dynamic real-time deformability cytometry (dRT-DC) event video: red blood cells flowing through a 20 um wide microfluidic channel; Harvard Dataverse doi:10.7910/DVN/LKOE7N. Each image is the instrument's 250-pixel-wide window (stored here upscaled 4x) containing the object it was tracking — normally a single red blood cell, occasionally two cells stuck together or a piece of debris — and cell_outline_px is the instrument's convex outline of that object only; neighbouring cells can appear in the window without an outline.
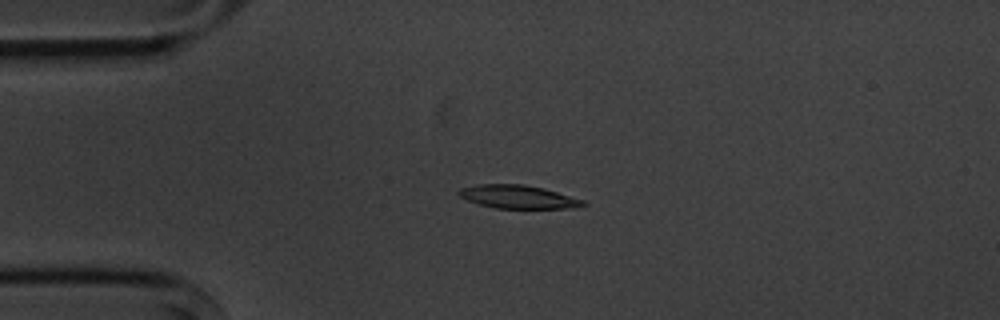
{"species": "common noctule bat (a hibernating species)", "species_latin": "Nyctalus noctula", "temperature_condition": "cold", "stored_images_in_passage": 6, "camera_frame_rate_fps": 3000, "um_per_image_px": 0.085, "animal": {"sex": "male", "body_mass_g": 20.1, "forearm_length_mm": 53.5}, "frame": {"image": 1, "passage_image": 4, "time_ms": 3.333, "image_size_px": [1000, 320], "cell_outline_px": [[588, 204], [580, 208], [496, 208], [480, 204], [468, 200], [460, 196], [456, 192], [460, 188], [480, 184], [524, 184], [544, 188], [584, 200]], "centroid_in_image_um": [44.08, 16.73], "position_along_channel_um": 40.9, "area_um2": 16.88}}
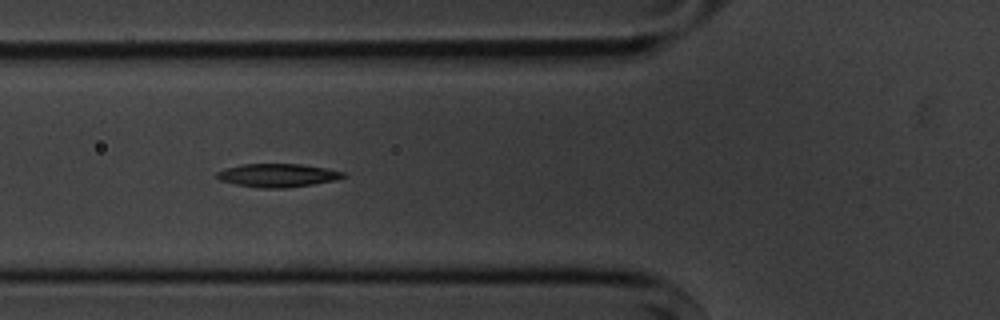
{"frame": {"image": 2, "passage_image": 6, "time_ms": 5.667, "image_size_px": [1000, 320], "cell_outline_px": [[348, 176], [336, 180], [288, 188], [260, 188], [236, 184], [220, 180], [216, 176], [216, 172], [224, 168], [240, 164], [300, 164], [324, 168], [344, 172]], "centroid_in_image_um": [23.59, 14.9], "position_along_channel_um": 102.2, "area_um2": 17.22}}